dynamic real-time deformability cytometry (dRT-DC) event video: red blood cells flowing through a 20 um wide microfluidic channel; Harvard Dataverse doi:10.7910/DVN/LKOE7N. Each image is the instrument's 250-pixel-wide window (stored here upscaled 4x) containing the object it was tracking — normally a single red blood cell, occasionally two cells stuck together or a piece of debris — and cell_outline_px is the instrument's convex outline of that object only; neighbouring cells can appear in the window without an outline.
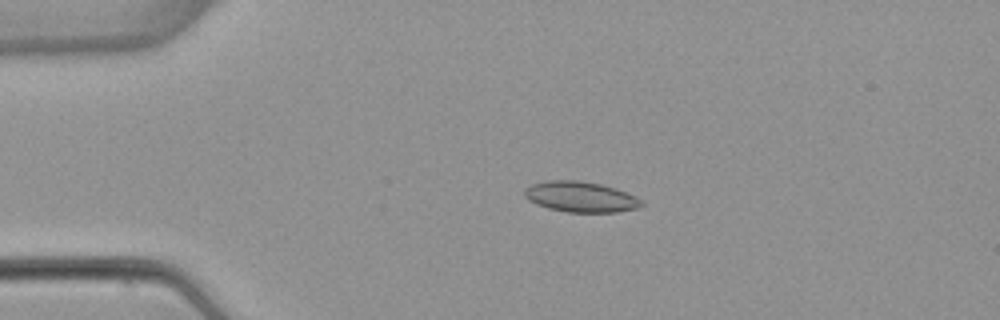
{"species": "common noctule bat (a hibernating species)", "species_latin": "Nyctalus noctula", "temperature_condition": "warm", "stored_images_in_passage": 53, "camera_frame_rate_fps": 3000, "um_per_image_px": 0.085, "animal": {"sex": "female", "body_mass_g": 22.7, "forearm_length_mm": 54.2}, "frame": {"image": 1, "passage_image": 12, "time_ms": 3.667, "image_size_px": [1000, 320], "cell_outline_px": [[644, 204], [640, 208], [616, 212], [568, 212], [548, 208], [536, 204], [528, 200], [524, 196], [524, 188], [532, 184], [548, 180], [580, 180], [600, 184], [616, 188], [640, 200]], "centroid_in_image_um": [49.31, 16.73], "position_along_channel_um": 35.7, "area_um2": 20.81}}
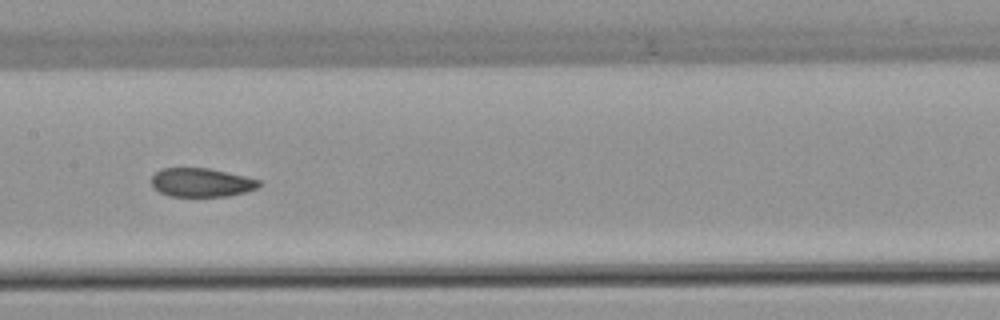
{"frame": {"image": 2, "passage_image": 27, "time_ms": 8.667, "image_size_px": [1000, 320], "cell_outline_px": [[260, 184], [256, 188], [244, 192], [228, 196], [168, 196], [152, 188], [152, 176], [160, 168], [208, 168], [244, 176], [260, 180]], "centroid_in_image_um": [17.07, 15.51], "position_along_channel_um": 190.3, "area_um2": 17.92}}
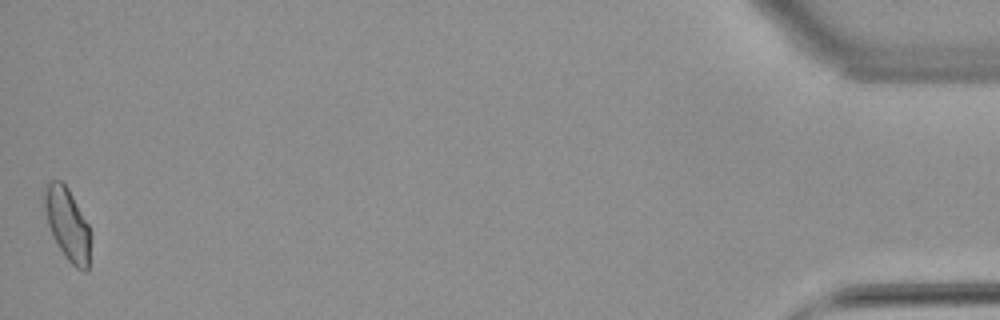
{"frame": {"image": 3, "passage_image": 53, "time_ms": 17.333, "image_size_px": [1000, 320], "cell_outline_px": [[92, 236], [88, 268], [84, 272], [76, 268], [64, 256], [52, 236], [40, 200], [40, 196], [44, 184], [52, 180], [60, 180], [68, 188], [88, 224]], "centroid_in_image_um": [5.69, 19.01], "position_along_channel_um": 429.5, "area_um2": 20.17}, "authors_computed_cell_mechanics": {"area_um2": 19.3052, "velocity_mm_per_s": 3.8719, "shape_relaxation_time_tau1_ms": 11.3061, "shape_relaxation_time_tau2_ms": 1.715, "deformation_change_tau1": 0.1966, "deformation_change_tau2": 0.0715}}